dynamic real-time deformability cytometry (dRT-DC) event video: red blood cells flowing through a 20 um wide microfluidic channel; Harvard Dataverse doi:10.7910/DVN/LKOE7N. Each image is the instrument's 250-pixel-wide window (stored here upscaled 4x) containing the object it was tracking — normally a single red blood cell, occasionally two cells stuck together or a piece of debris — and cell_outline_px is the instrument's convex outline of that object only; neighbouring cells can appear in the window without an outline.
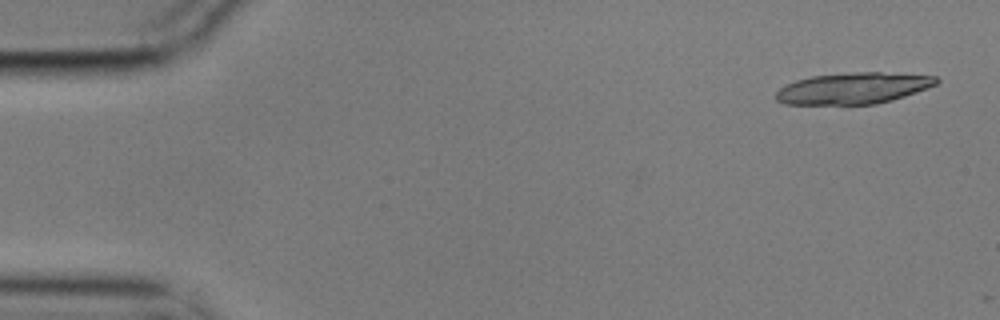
{"species": "common noctule bat (a hibernating species)", "species_latin": "Nyctalus noctula", "temperature_condition": "cold", "stored_images_in_passage": 2, "camera_frame_rate_fps": 3000, "um_per_image_px": 0.085, "animal": {"sex": "male", "body_mass_g": 17.9}, "frame": {"image": 1, "passage_image": 1, "time_ms": 0.0, "image_size_px": [1000, 320], "cell_outline_px": [[940, 80], [936, 84], [928, 88], [892, 100], [876, 104], [784, 104], [776, 100], [776, 92], [780, 88], [796, 80], [812, 76], [856, 72], [880, 72], [936, 76]], "centroid_in_image_um": [72.54, 7.5], "position_along_channel_um": 12.5, "area_um2": 29.07}}